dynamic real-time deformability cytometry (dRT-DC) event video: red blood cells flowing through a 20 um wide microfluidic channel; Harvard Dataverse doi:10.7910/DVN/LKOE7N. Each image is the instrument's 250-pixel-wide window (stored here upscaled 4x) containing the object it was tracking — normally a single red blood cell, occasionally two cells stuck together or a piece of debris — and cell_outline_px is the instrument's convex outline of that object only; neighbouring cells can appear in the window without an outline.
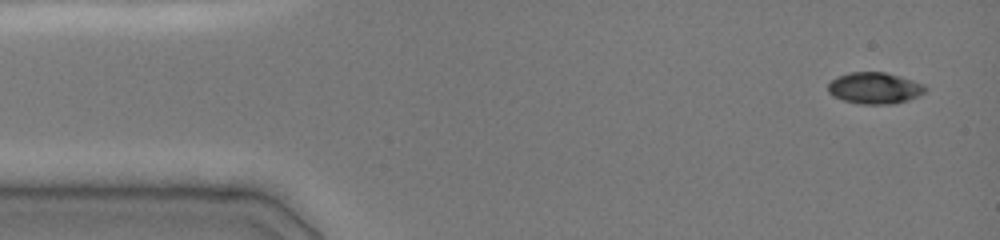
{"species": "common noctule bat (a hibernating species)", "species_latin": "Nyctalus noctula", "temperature_condition": "cold", "stored_images_in_passage": 12, "camera_frame_rate_fps": 3000, "um_per_image_px": 0.085, "animal": {"sex": "female", "body_mass_g": 19.0, "forearm_length_mm": 51.5}, "frame": {"image": 1, "passage_image": 1, "time_ms": 0.0, "image_size_px": [1000, 240], "cell_outline_px": [[924, 92], [916, 96], [892, 104], [864, 104], [844, 100], [828, 92], [828, 84], [832, 80], [848, 72], [884, 72], [912, 80], [924, 84]], "centroid_in_image_um": [74.32, 7.48], "position_along_channel_um": 10.7, "area_um2": 17.28}}
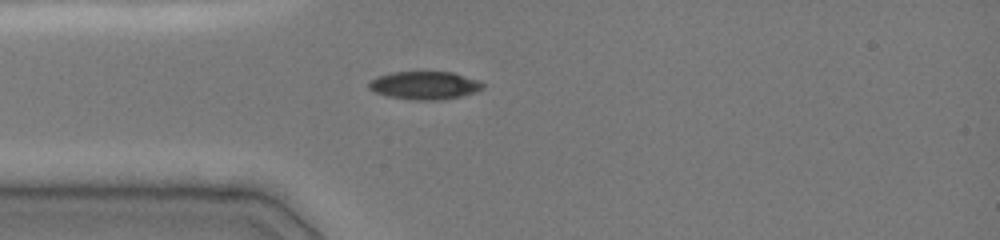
{"frame": {"image": 2, "passage_image": 7, "time_ms": 3.333, "image_size_px": [1000, 240], "cell_outline_px": [[484, 88], [460, 96], [432, 100], [416, 100], [388, 96], [376, 92], [368, 88], [368, 84], [376, 76], [392, 72], [452, 72], [480, 80], [484, 84]], "centroid_in_image_um": [36.08, 7.24], "position_along_channel_um": 48.9, "area_um2": 18.38}}
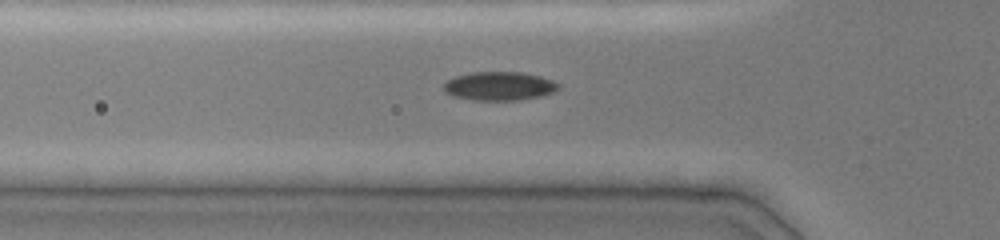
{"frame": {"image": 3, "passage_image": 11, "time_ms": 4.333, "image_size_px": [1000, 240], "cell_outline_px": [[560, 88], [552, 92], [540, 96], [516, 100], [472, 100], [452, 96], [444, 88], [444, 84], [448, 80], [456, 76], [472, 72], [524, 72], [540, 76], [552, 80], [560, 84]], "centroid_in_image_um": [42.46, 7.31], "position_along_channel_um": 83.3, "area_um2": 19.07}}